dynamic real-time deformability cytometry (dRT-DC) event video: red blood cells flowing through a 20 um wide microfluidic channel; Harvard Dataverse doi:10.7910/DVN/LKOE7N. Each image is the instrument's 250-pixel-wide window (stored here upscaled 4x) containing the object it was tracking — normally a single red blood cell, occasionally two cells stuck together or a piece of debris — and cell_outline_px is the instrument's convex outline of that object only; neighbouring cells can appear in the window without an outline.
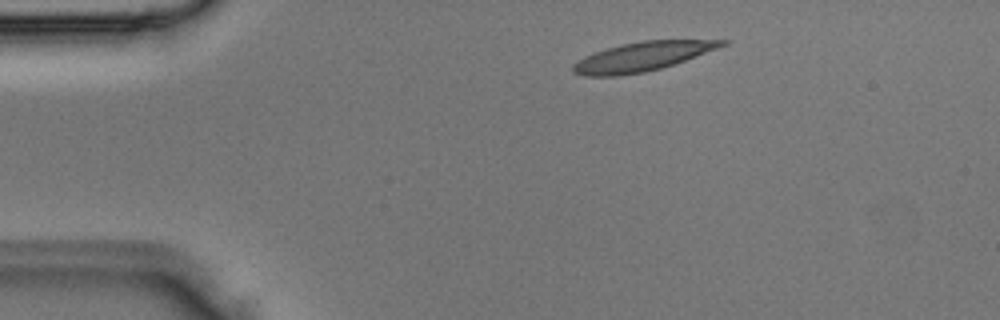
{"species": "Egyptian fruit bat (a non-hibernating species)", "species_latin": "Rousettus aegyptiacus", "temperature_condition": "room temperature", "stored_images_in_passage": 2, "camera_frame_rate_fps": 3000, "um_per_image_px": 0.085, "animal": {"sex": "male"}, "frame": {"image": 1, "passage_image": 1, "time_ms": 0.0, "image_size_px": [1000, 320], "cell_outline_px": [[728, 44], [684, 60], [660, 68], [644, 72], [620, 76], [584, 76], [572, 72], [572, 64], [596, 52], [620, 44], [644, 40], [728, 40]], "centroid_in_image_um": [54.56, 4.81], "position_along_channel_um": 30.4, "area_um2": 24.8}}